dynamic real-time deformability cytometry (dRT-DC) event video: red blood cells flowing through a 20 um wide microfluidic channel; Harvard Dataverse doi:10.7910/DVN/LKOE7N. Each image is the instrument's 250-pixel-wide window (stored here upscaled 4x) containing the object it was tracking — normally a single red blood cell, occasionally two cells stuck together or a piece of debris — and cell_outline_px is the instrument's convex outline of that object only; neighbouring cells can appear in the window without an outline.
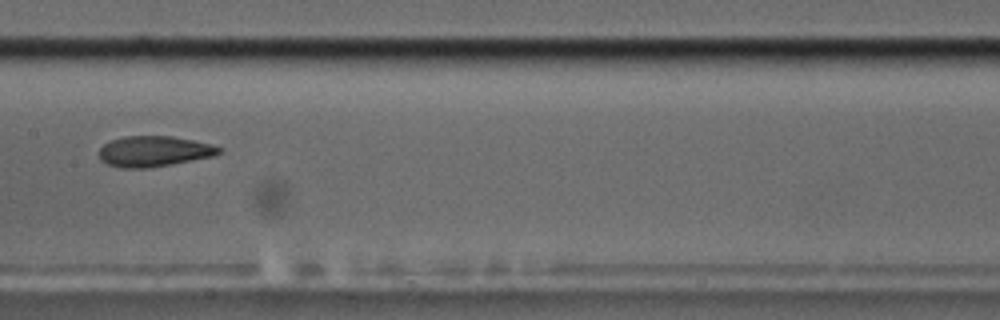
{"species": "common noctule bat (a hibernating species)", "species_latin": "Nyctalus noctula", "temperature_condition": "cold", "stored_images_in_passage": 10, "camera_frame_rate_fps": 3000, "um_per_image_px": 0.085, "animal": {"sex": "male", "body_mass_g": 17.5, "forearm_length_mm": 52.3}, "frame": {"image": 1, "passage_image": 9, "time_ms": 9.0, "image_size_px": [1000, 320], "cell_outline_px": [[220, 152], [216, 156], [172, 164], [148, 168], [120, 168], [108, 164], [100, 160], [100, 148], [104, 144], [112, 140], [124, 136], [172, 136], [212, 144], [220, 148]], "centroid_in_image_um": [13.09, 12.87], "position_along_channel_um": 194.3, "area_um2": 21.39}}
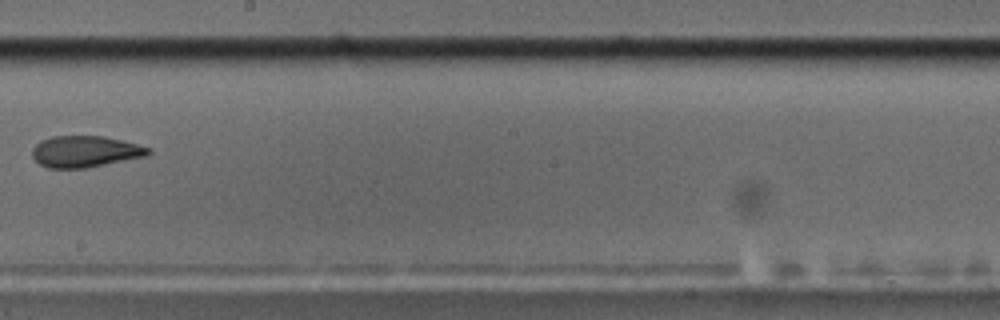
{"frame": {"image": 2, "passage_image": 10, "time_ms": 10.333, "image_size_px": [1000, 320], "cell_outline_px": [[152, 152], [148, 156], [88, 168], [48, 168], [40, 164], [32, 156], [32, 148], [40, 140], [52, 136], [104, 136], [152, 148]], "centroid_in_image_um": [7.26, 12.88], "position_along_channel_um": 240.9, "area_um2": 21.44}}